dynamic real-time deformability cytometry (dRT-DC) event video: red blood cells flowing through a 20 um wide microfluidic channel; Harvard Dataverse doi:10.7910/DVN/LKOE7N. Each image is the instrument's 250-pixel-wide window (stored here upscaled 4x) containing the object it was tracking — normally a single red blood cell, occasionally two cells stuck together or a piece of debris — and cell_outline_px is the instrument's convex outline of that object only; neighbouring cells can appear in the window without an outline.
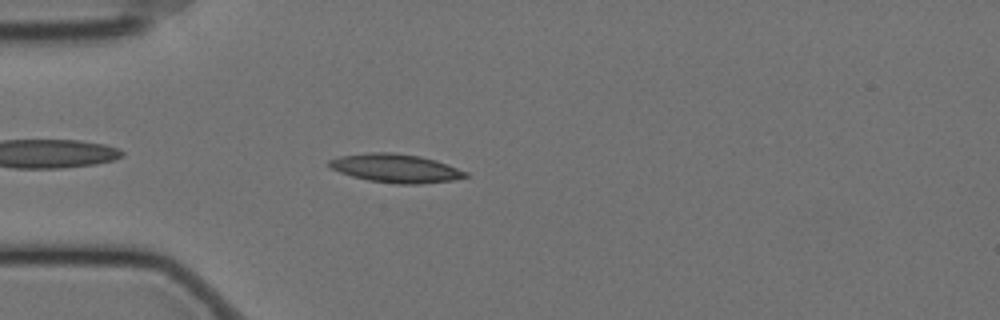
{"species": "Egyptian fruit bat (a non-hibernating species)", "species_latin": "Rousettus aegyptiacus", "temperature_condition": "cold", "stored_images_in_passage": 43, "camera_frame_rate_fps": 3000, "um_per_image_px": 0.085, "animal": {"sex": "female"}, "frame": {"image": 1, "passage_image": 1, "time_ms": 0.0, "image_size_px": [1000, 320], "cell_outline_px": [[468, 176], [452, 180], [420, 184], [396, 184], [368, 180], [352, 176], [340, 172], [332, 168], [328, 164], [328, 160], [340, 156], [368, 152], [392, 152], [420, 156], [436, 160], [468, 172]], "centroid_in_image_um": [33.63, 14.3], "position_along_channel_um": 51.4, "area_um2": 22.66}}
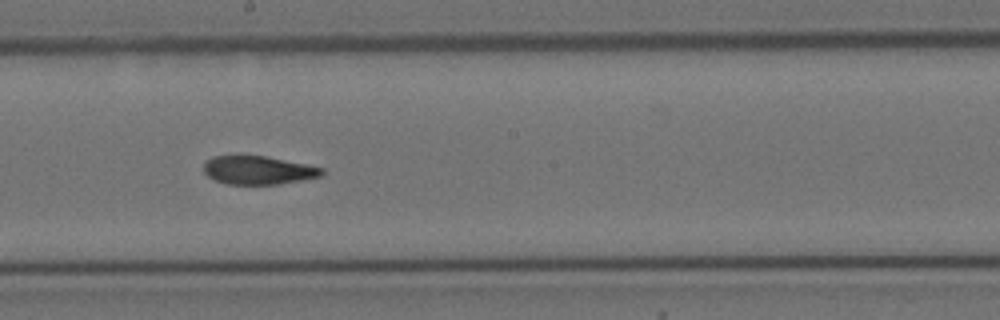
{"frame": {"image": 2, "passage_image": 17, "time_ms": 5.333, "image_size_px": [1000, 320], "cell_outline_px": [[324, 172], [320, 176], [280, 184], [228, 184], [216, 180], [208, 176], [204, 172], [204, 164], [212, 156], [264, 156], [324, 168]], "centroid_in_image_um": [21.93, 14.47], "position_along_channel_um": 226.3, "area_um2": 19.19}}
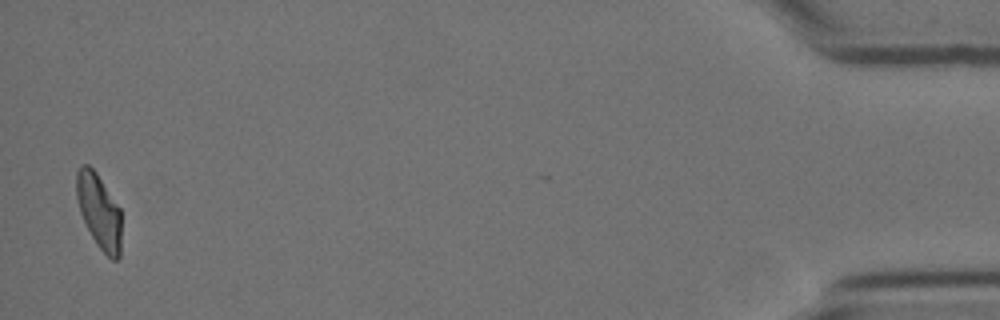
{"frame": {"image": 3, "passage_image": 42, "time_ms": 13.667, "image_size_px": [1000, 320], "cell_outline_px": [[120, 256], [116, 260], [112, 260], [96, 244], [80, 212], [76, 196], [76, 172], [84, 164], [88, 164], [96, 172], [120, 208]], "centroid_in_image_um": [8.41, 17.94], "position_along_channel_um": 426.8, "area_um2": 19.25}, "authors_computed_cell_mechanics": {"area_um2": 20.808, "velocity_mm_per_s": 3.4697, "shape_relaxation_time_tau1_ms": null, "shape_relaxation_time_tau2_ms": 3.5361, "deformation_change_tau1": null, "deformation_change_tau2": 0.1004}}